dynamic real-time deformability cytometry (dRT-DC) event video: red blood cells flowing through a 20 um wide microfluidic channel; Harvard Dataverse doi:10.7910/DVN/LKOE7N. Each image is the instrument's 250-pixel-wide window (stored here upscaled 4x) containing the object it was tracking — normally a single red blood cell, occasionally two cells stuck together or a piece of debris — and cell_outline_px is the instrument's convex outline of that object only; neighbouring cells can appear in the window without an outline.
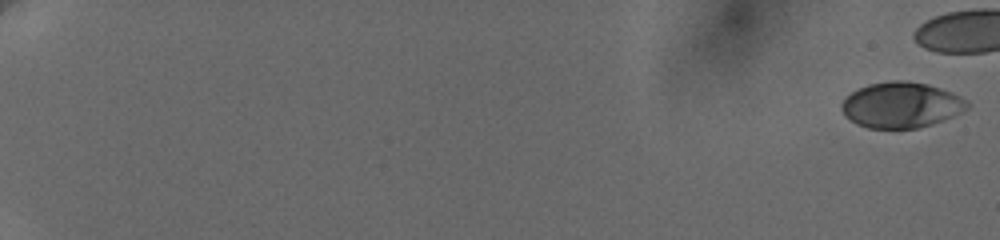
{"species": "human", "species_latin": "Homo sapiens", "temperature_condition": "cold", "stored_images_in_passage": 34, "camera_frame_rate_fps": 3000, "um_per_image_px": 0.085, "donor": {"sex": "female"}, "frame": {"image": 1, "passage_image": 1, "time_ms": 0.0, "image_size_px": [1000, 240], "cell_outline_px": [[972, 104], [968, 108], [952, 116], [916, 128], [868, 128], [844, 116], [840, 108], [840, 104], [852, 92], [868, 84], [892, 80], [904, 80], [928, 84], [952, 92], [968, 100]], "centroid_in_image_um": [76.61, 8.9], "position_along_channel_um": 8.4, "area_um2": 33.18}}